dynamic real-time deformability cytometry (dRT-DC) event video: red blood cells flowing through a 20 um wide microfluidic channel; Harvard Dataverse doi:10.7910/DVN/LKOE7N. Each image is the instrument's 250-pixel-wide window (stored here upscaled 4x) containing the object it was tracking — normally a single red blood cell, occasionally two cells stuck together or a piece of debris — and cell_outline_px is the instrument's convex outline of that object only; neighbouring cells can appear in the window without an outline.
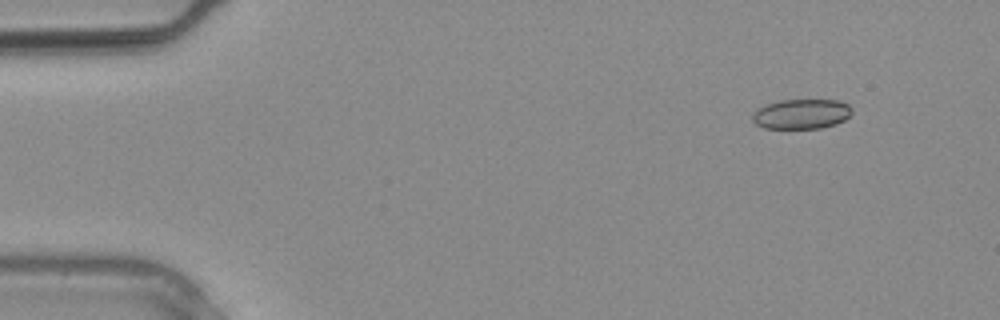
{"species": "common noctule bat (a hibernating species)", "species_latin": "Nyctalus noctula", "temperature_condition": "warm", "stored_images_in_passage": 4, "camera_frame_rate_fps": 3000, "um_per_image_px": 0.085, "animal": {"sex": "male", "body_mass_g": 20.4}, "frame": {"image": 1, "passage_image": 1, "time_ms": 0.0, "image_size_px": [1000, 320], "cell_outline_px": [[852, 112], [844, 120], [836, 124], [820, 128], [764, 128], [756, 124], [752, 120], [752, 112], [756, 108], [764, 104], [780, 100], [840, 100], [848, 104], [852, 108]], "centroid_in_image_um": [68.09, 9.68], "position_along_channel_um": 16.9, "area_um2": 17.51}}
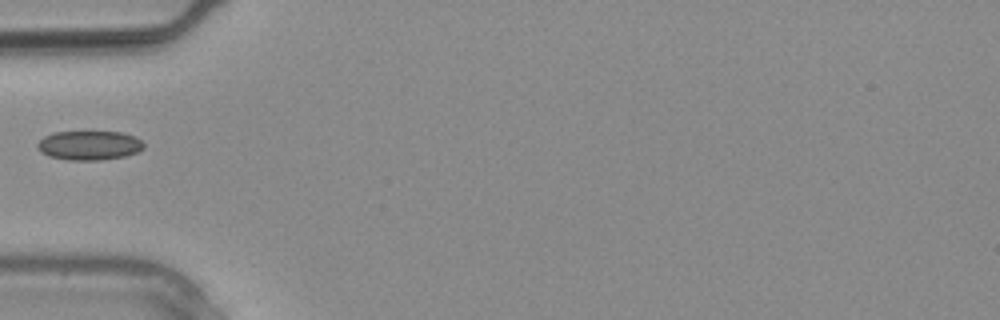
{"frame": {"image": 2, "passage_image": 3, "time_ms": 0.667, "image_size_px": [1000, 320], "cell_outline_px": [[144, 148], [136, 152], [124, 156], [100, 160], [68, 160], [48, 156], [40, 152], [36, 144], [44, 136], [56, 132], [120, 132], [132, 136], [140, 140], [144, 144]], "centroid_in_image_um": [7.55, 12.36], "position_along_channel_um": 77.5, "area_um2": 17.98}}